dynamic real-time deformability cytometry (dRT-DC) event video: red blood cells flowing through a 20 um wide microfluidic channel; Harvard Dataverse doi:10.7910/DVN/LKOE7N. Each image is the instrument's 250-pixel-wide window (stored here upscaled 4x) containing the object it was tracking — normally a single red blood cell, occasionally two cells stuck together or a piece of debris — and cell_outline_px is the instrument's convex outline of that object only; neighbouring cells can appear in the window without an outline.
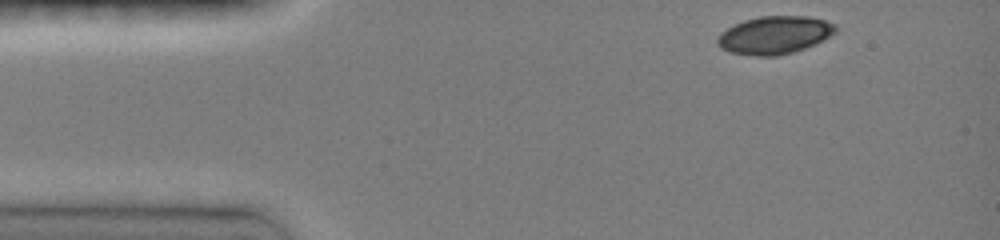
{"species": "common noctule bat (a hibernating species)", "species_latin": "Nyctalus noctula", "temperature_condition": "room temperature", "stored_images_in_passage": 14, "camera_frame_rate_fps": 3000, "um_per_image_px": 0.085, "animal": {"sex": "female", "body_mass_g": 19.0, "forearm_length_mm": 51.5}, "frame": {"image": 1, "passage_image": 1, "time_ms": 0.0, "image_size_px": [1000, 240], "cell_outline_px": [[836, 32], [816, 44], [792, 52], [776, 56], [756, 56], [728, 52], [720, 48], [716, 44], [716, 40], [720, 32], [744, 20], [760, 16], [808, 16], [824, 20], [836, 24]], "centroid_in_image_um": [65.82, 2.98], "position_along_channel_um": 19.2, "area_um2": 26.13}}
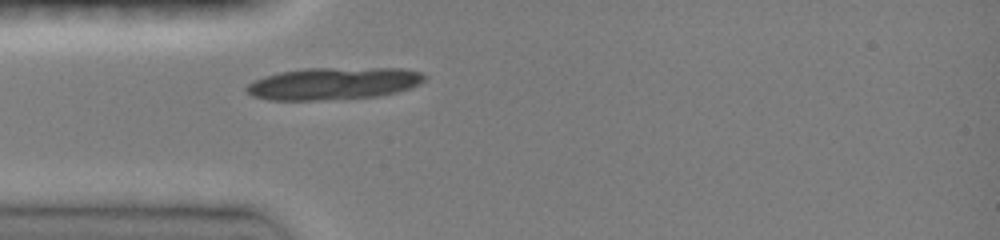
{"frame": {"image": 2, "passage_image": 7, "time_ms": 2.667, "image_size_px": [1000, 240], "cell_outline_px": [[428, 76], [424, 80], [412, 88], [380, 96], [316, 100], [268, 100], [252, 96], [244, 88], [248, 84], [264, 76], [280, 72], [308, 68], [400, 68], [420, 72]], "centroid_in_image_um": [28.36, 7.1], "position_along_channel_um": 56.6, "area_um2": 33.41}}